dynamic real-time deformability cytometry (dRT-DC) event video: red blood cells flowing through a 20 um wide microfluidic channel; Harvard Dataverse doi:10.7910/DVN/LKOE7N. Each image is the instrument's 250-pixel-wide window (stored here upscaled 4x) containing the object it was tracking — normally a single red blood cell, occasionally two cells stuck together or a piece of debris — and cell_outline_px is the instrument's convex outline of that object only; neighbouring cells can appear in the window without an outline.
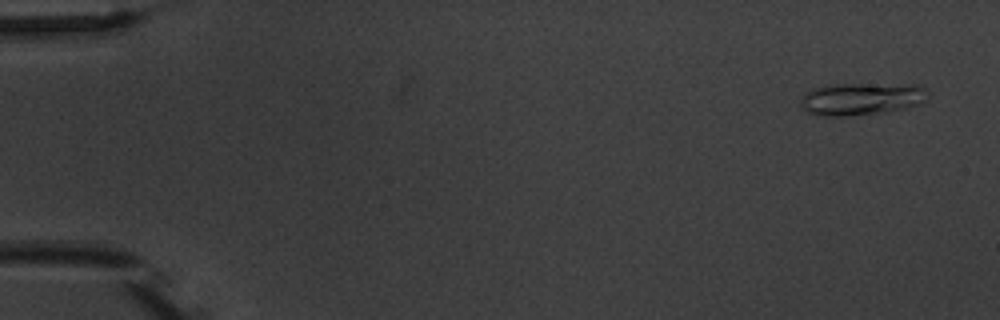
{"species": "common noctule bat (a hibernating species)", "species_latin": "Nyctalus noctula", "temperature_condition": "warm", "stored_images_in_passage": 5, "camera_frame_rate_fps": 3000, "um_per_image_px": 0.085, "animal": {"sex": "male", "body_mass_g": 20.1, "forearm_length_mm": 53.5}, "frame": {"image": 1, "passage_image": 1, "time_ms": 0.0, "image_size_px": [1000, 320], "cell_outline_px": [[924, 100], [916, 104], [904, 108], [884, 112], [848, 116], [824, 116], [804, 112], [800, 104], [800, 100], [804, 92], [812, 88], [832, 84], [920, 84], [924, 88]], "centroid_in_image_um": [73.11, 8.4], "position_along_channel_um": 11.9, "area_um2": 24.04}}